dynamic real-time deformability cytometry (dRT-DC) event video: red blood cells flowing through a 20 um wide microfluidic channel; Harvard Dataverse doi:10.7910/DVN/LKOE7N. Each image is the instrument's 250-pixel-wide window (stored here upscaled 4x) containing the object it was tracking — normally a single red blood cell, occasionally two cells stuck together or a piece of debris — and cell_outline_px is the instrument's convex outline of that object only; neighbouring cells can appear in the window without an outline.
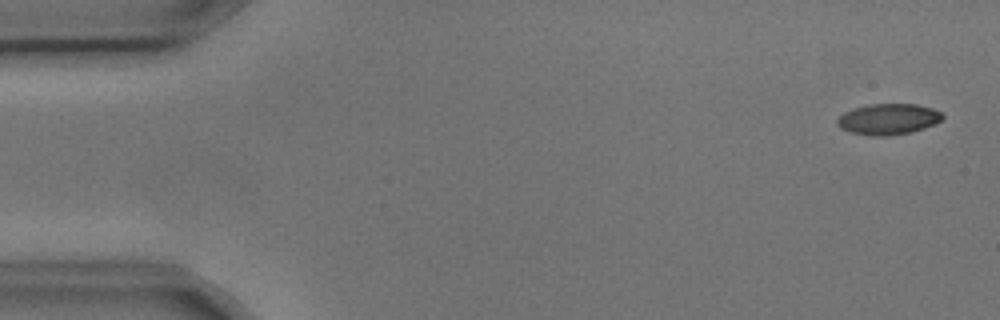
{"species": "common noctule bat (a hibernating species)", "species_latin": "Nyctalus noctula", "temperature_condition": "cold", "stored_images_in_passage": 3, "camera_frame_rate_fps": 3000, "um_per_image_px": 0.085, "animal": {"sex": "male", "body_mass_g": 17.9, "forearm_length_mm": 54.2}, "frame": {"image": 1, "passage_image": 1, "time_ms": 0.0, "image_size_px": [1000, 320], "cell_outline_px": [[944, 116], [940, 120], [924, 128], [912, 132], [888, 136], [872, 136], [848, 132], [840, 128], [836, 124], [836, 120], [844, 112], [868, 104], [916, 104], [932, 108], [940, 112]], "centroid_in_image_um": [75.46, 10.13], "position_along_channel_um": 9.5, "area_um2": 18.96}}